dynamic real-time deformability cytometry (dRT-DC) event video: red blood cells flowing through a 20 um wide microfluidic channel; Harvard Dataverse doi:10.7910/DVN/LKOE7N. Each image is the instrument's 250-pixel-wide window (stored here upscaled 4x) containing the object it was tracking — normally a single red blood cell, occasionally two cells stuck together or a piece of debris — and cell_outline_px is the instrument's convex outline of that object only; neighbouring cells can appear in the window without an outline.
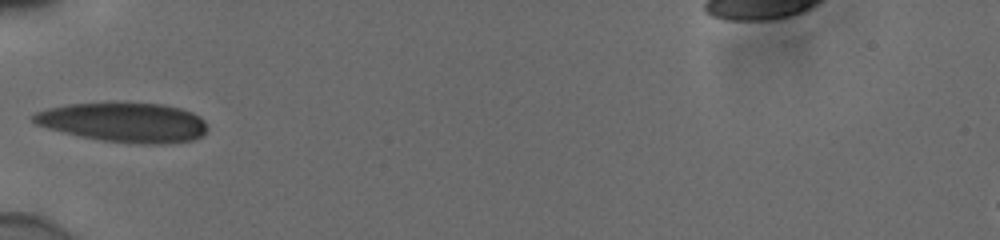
{"species": "human", "species_latin": "Homo sapiens", "temperature_condition": "cold", "stored_images_in_passage": 3, "camera_frame_rate_fps": 3000, "um_per_image_px": 0.085, "donor": {"sex": "male"}, "frame": {"image": 1, "passage_image": 1, "time_ms": 0.0, "image_size_px": [1000, 240], "cell_outline_px": [[208, 128], [204, 136], [196, 140], [164, 144], [136, 144], [100, 140], [80, 136], [48, 128], [36, 124], [32, 120], [32, 116], [36, 112], [48, 108], [68, 104], [164, 104], [180, 108], [192, 112], [200, 116], [204, 120]], "centroid_in_image_um": [10.61, 10.43], "position_along_channel_um": 74.4, "area_um2": 39.94}}